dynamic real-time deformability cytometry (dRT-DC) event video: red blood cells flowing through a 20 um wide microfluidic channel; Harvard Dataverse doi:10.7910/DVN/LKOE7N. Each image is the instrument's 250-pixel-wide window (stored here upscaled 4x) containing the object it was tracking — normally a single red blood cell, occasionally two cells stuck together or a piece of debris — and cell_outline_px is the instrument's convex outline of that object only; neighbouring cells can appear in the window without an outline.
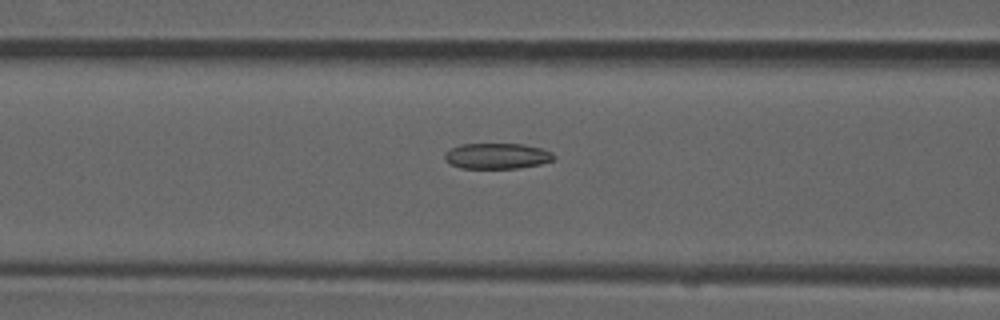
{"species": "common noctule bat (a hibernating species)", "species_latin": "Nyctalus noctula", "temperature_condition": "room temperature", "stored_images_in_passage": 52, "camera_frame_rate_fps": 3000, "um_per_image_px": 0.085, "animal": {"sex": "male", "forearm_length_mm": 52.5}, "frame": {"image": 1, "passage_image": 21, "time_ms": 6.667, "image_size_px": [1000, 320], "cell_outline_px": [[556, 156], [552, 160], [540, 164], [520, 168], [460, 168], [444, 160], [444, 152], [460, 144], [524, 144], [540, 148], [552, 152]], "centroid_in_image_um": [42.24, 13.26], "position_along_channel_um": 124.4, "area_um2": 16.36}}
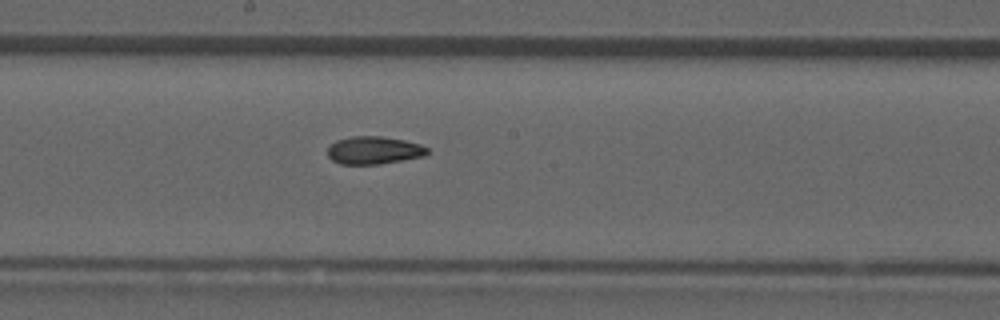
{"frame": {"image": 2, "passage_image": 28, "time_ms": 9.0, "image_size_px": [1000, 320], "cell_outline_px": [[428, 152], [424, 156], [380, 164], [340, 164], [332, 160], [328, 156], [328, 148], [336, 140], [352, 136], [380, 136], [404, 140], [420, 144], [428, 148]], "centroid_in_image_um": [31.77, 12.77], "position_along_channel_um": 216.4, "area_um2": 16.07}}
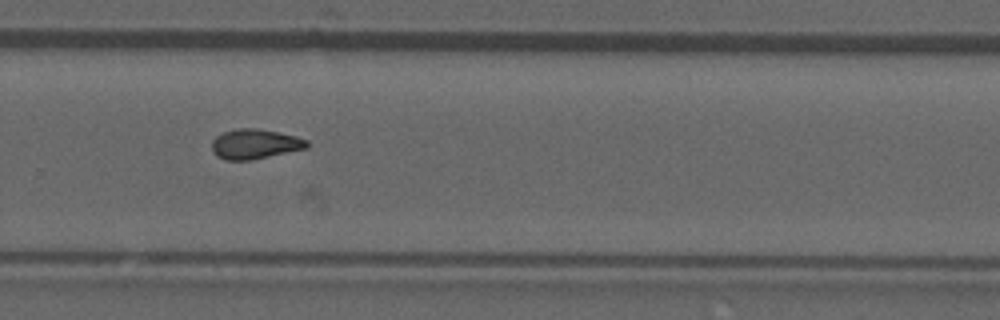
{"frame": {"image": 3, "passage_image": 35, "time_ms": 11.333, "image_size_px": [1000, 320], "cell_outline_px": [[308, 148], [252, 160], [224, 160], [216, 156], [212, 152], [212, 140], [216, 136], [224, 132], [236, 128], [256, 128], [296, 136], [308, 140]], "centroid_in_image_um": [21.65, 12.25], "position_along_channel_um": 308.2, "area_um2": 16.65}, "authors_computed_cell_mechanics": {"area_um2": 16.6464, "velocity_mm_per_s": 3.9475, "shape_relaxation_time_tau1_ms": null, "shape_relaxation_time_tau2_ms": 3.6126, "deformation_change_tau1": null, "deformation_change_tau2": 0.0986}}